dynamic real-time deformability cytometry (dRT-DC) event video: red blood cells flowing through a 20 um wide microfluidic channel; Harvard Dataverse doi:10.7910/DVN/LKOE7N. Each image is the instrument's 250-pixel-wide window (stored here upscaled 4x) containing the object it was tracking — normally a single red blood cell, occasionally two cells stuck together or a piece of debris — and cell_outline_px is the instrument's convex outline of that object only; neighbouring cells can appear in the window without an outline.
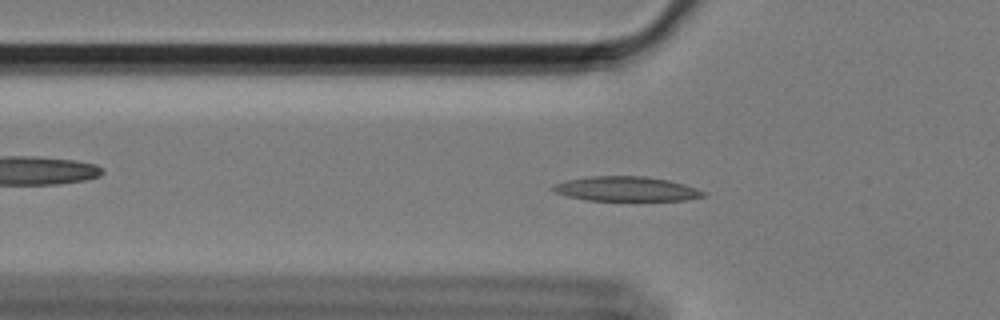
{"species": "Egyptian fruit bat (a non-hibernating species)", "species_latin": "Rousettus aegyptiacus", "temperature_condition": "cold", "stored_images_in_passage": 58, "camera_frame_rate_fps": 3000, "um_per_image_px": 0.085, "animal": {"sex": "female"}, "frame": {"image": 1, "passage_image": 19, "time_ms": 6.0, "image_size_px": [1000, 320], "cell_outline_px": [[704, 196], [688, 200], [588, 200], [568, 196], [556, 192], [548, 188], [552, 184], [568, 180], [592, 176], [644, 176], [668, 180], [684, 184], [696, 188], [704, 192]], "centroid_in_image_um": [53.2, 16.05], "position_along_channel_um": 72.6, "area_um2": 21.39}}
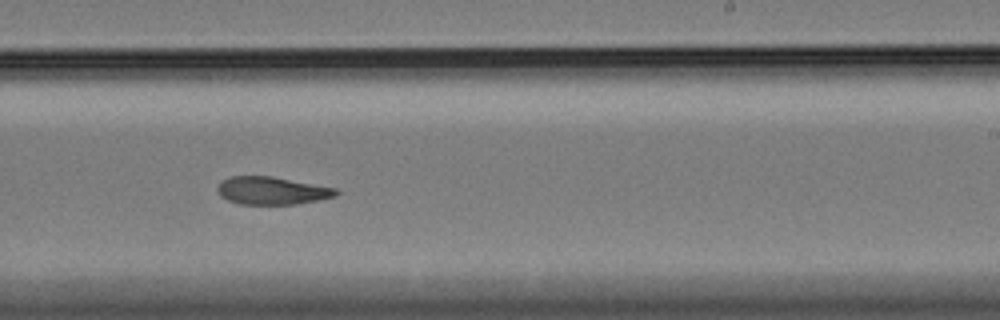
{"frame": {"image": 2, "passage_image": 36, "time_ms": 11.667, "image_size_px": [1000, 320], "cell_outline_px": [[340, 192], [336, 196], [320, 200], [296, 204], [240, 204], [228, 200], [220, 196], [216, 188], [224, 180], [232, 176], [272, 176], [336, 188]], "centroid_in_image_um": [23.14, 16.21], "position_along_channel_um": 265.9, "area_um2": 19.13}}
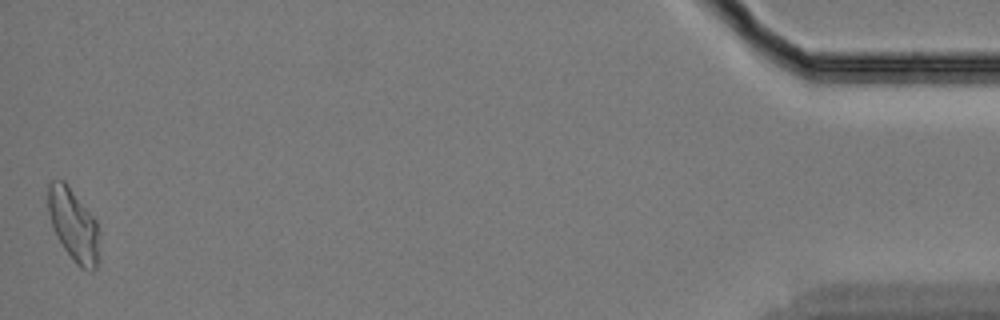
{"frame": {"image": 3, "passage_image": 58, "time_ms": 19.0, "image_size_px": [1000, 320], "cell_outline_px": [[100, 232], [96, 268], [92, 272], [80, 268], [76, 264], [64, 248], [52, 224], [48, 212], [48, 184], [52, 180], [64, 180], [96, 220]], "centroid_in_image_um": [6.27, 19.13], "position_along_channel_um": 428.9, "area_um2": 21.44}, "authors_computed_cell_mechanics": {"area_um2": 20.5768, "velocity_mm_per_s": 3.4023, "shape_relaxation_time_tau1_ms": null, "shape_relaxation_time_tau2_ms": 6.17, "deformation_change_tau1": null, "deformation_change_tau2": 0.118}}